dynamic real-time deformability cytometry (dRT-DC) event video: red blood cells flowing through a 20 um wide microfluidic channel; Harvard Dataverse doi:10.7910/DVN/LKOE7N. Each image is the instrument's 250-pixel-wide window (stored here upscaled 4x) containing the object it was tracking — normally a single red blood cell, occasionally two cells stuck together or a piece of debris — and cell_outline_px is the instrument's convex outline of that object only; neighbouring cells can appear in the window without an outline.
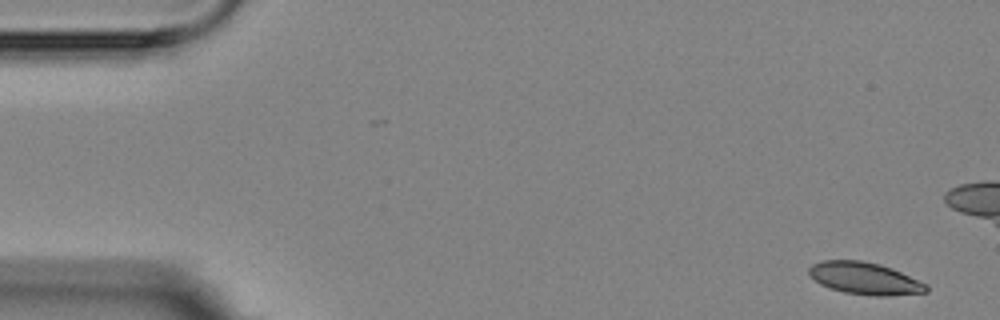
{"species": "Egyptian fruit bat (a non-hibernating species)", "species_latin": "Rousettus aegyptiacus", "temperature_condition": "room temperature", "stored_images_in_passage": 5, "camera_frame_rate_fps": 3000, "um_per_image_px": 0.085, "animal": {"sex": "female"}, "frame": {"image": 1, "passage_image": 1, "time_ms": 0.0, "image_size_px": [1000, 320], "cell_outline_px": [[928, 292], [888, 296], [872, 296], [844, 292], [820, 284], [808, 272], [808, 268], [812, 264], [824, 260], [860, 260], [880, 264], [892, 268], [928, 284]], "centroid_in_image_um": [73.54, 23.66], "position_along_channel_um": 11.5, "area_um2": 21.96}}